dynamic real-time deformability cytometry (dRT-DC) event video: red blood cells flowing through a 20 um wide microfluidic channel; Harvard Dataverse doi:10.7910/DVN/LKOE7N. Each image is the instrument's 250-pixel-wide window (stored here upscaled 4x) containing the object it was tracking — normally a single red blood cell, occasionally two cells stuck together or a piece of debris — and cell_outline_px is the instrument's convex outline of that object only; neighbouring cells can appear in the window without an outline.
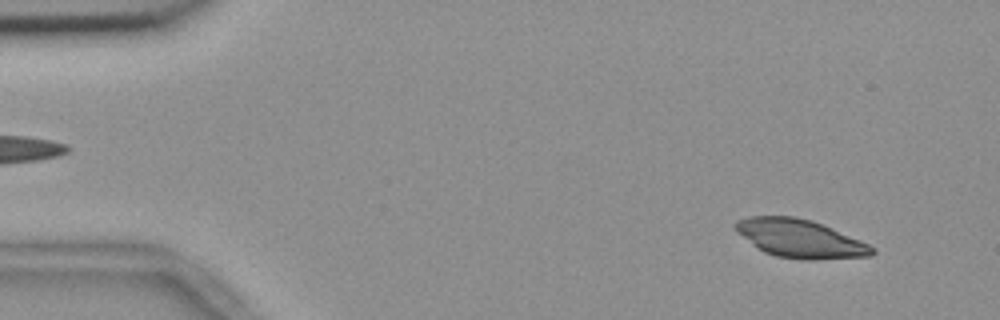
{"species": "common noctule bat (a hibernating species)", "species_latin": "Nyctalus noctula", "temperature_condition": "room temperature", "stored_images_in_passage": 54, "camera_frame_rate_fps": 3000, "um_per_image_px": 0.085, "animal": {"sex": "female", "body_mass_g": 18.4}, "frame": {"image": 1, "passage_image": 4, "time_ms": 1.0, "image_size_px": [1000, 320], "cell_outline_px": [[876, 252], [872, 256], [816, 260], [800, 260], [776, 256], [764, 252], [752, 244], [736, 232], [732, 224], [736, 220], [748, 216], [792, 216], [812, 220], [832, 228], [860, 240], [876, 248]], "centroid_in_image_um": [67.99, 20.28], "position_along_channel_um": 17.0, "area_um2": 30.75}}